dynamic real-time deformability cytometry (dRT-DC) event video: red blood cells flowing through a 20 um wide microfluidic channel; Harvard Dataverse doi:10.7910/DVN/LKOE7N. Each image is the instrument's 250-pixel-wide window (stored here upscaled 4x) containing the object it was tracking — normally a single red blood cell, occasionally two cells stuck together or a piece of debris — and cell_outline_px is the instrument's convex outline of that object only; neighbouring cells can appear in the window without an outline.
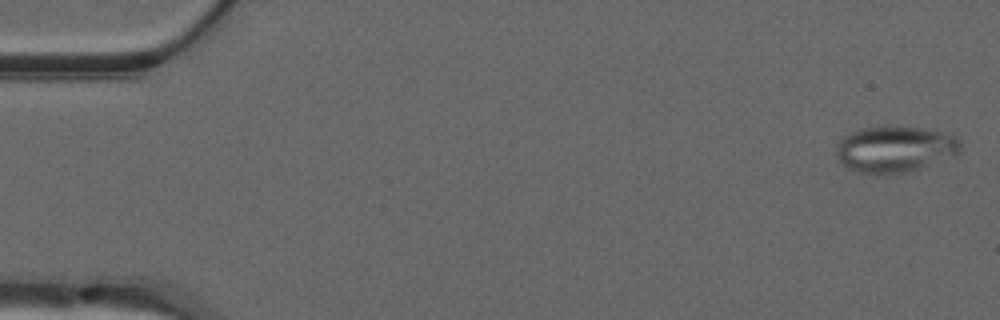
{"species": "common noctule bat (a hibernating species)", "species_latin": "Nyctalus noctula", "temperature_condition": "warm", "stored_images_in_passage": 51, "camera_frame_rate_fps": 3000, "um_per_image_px": 0.085, "animal": {"sex": "male", "forearm_length_mm": 52.5}, "frame": {"image": 1, "passage_image": 2, "time_ms": 0.333, "image_size_px": [1000, 320], "cell_outline_px": [[960, 152], [956, 156], [904, 172], [888, 176], [884, 176], [860, 172], [848, 168], [836, 156], [836, 144], [844, 136], [860, 128], [884, 124], [920, 128], [940, 132], [952, 136], [960, 144]], "centroid_in_image_um": [76.01, 12.67], "position_along_channel_um": 9.0, "area_um2": 33.76}}
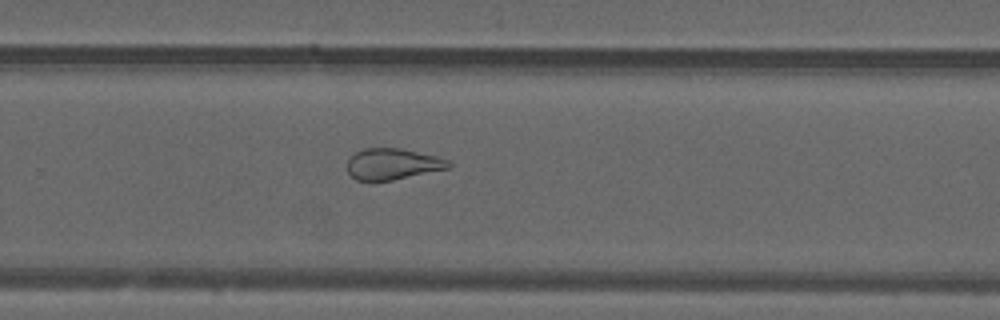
{"frame": {"image": 2, "passage_image": 34, "time_ms": 11.0, "image_size_px": [1000, 320], "cell_outline_px": [[452, 164], [448, 168], [392, 180], [356, 180], [348, 172], [348, 160], [352, 152], [364, 148], [400, 148], [436, 156], [448, 160]], "centroid_in_image_um": [33.34, 13.92], "position_along_channel_um": 296.5, "area_um2": 18.26}}
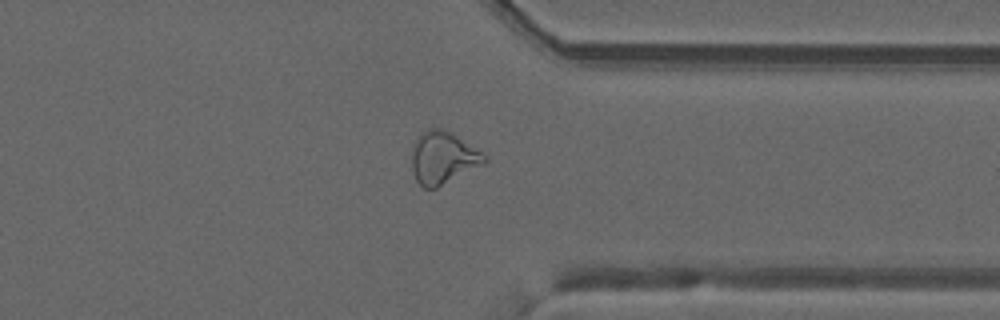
{"frame": {"image": 3, "passage_image": 40, "time_ms": 13.0, "image_size_px": [1000, 320], "cell_outline_px": [[488, 160], [484, 164], [436, 188], [424, 188], [416, 180], [412, 168], [412, 152], [416, 140], [428, 128], [440, 128], [452, 132], [488, 156]], "centroid_in_image_um": [37.68, 13.41], "position_along_channel_um": 373.7, "area_um2": 22.02}, "authors_computed_cell_mechanics": {"area_um2": 24.6806, "velocity_mm_per_s": 4.012, "shape_relaxation_time_tau1_ms": null, "shape_relaxation_time_tau2_ms": 1.6649, "deformation_change_tau1": null, "deformation_change_tau2": 0.1001}}